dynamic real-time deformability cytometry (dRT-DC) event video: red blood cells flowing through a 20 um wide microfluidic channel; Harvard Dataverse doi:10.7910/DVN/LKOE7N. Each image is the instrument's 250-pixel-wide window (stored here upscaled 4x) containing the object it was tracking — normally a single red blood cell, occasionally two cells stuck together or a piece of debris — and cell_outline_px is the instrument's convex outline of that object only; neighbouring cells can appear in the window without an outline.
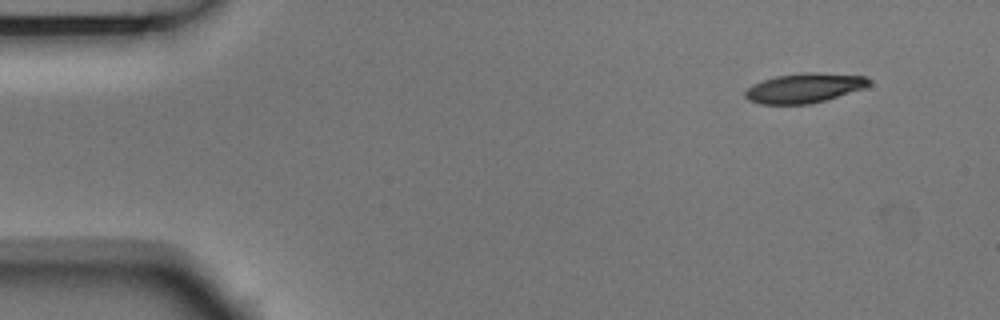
{"species": "Egyptian fruit bat (a non-hibernating species)", "species_latin": "Rousettus aegyptiacus", "temperature_condition": "room temperature", "stored_images_in_passage": 5, "camera_frame_rate_fps": 3000, "um_per_image_px": 0.085, "animal": {"sex": "male"}, "frame": {"image": 1, "passage_image": 5, "time_ms": 1.333, "image_size_px": [1000, 320], "cell_outline_px": [[872, 84], [864, 88], [824, 100], [808, 104], [760, 104], [748, 100], [744, 96], [744, 92], [752, 84], [776, 76], [804, 72], [812, 72], [868, 76], [872, 80]], "centroid_in_image_um": [68.38, 7.47], "position_along_channel_um": 16.6, "area_um2": 21.39}}